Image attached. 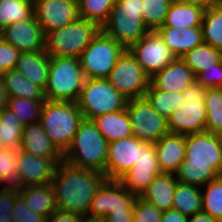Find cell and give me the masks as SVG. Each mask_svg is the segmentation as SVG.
Masks as SVG:
<instances>
[{
  "label": "cell",
  "instance_id": "obj_20",
  "mask_svg": "<svg viewBox=\"0 0 222 222\" xmlns=\"http://www.w3.org/2000/svg\"><path fill=\"white\" fill-rule=\"evenodd\" d=\"M195 81L196 75L181 58H177L150 78V84L155 89L180 93Z\"/></svg>",
  "mask_w": 222,
  "mask_h": 222
},
{
  "label": "cell",
  "instance_id": "obj_42",
  "mask_svg": "<svg viewBox=\"0 0 222 222\" xmlns=\"http://www.w3.org/2000/svg\"><path fill=\"white\" fill-rule=\"evenodd\" d=\"M162 211L153 204L137 197L134 203L133 222H161Z\"/></svg>",
  "mask_w": 222,
  "mask_h": 222
},
{
  "label": "cell",
  "instance_id": "obj_32",
  "mask_svg": "<svg viewBox=\"0 0 222 222\" xmlns=\"http://www.w3.org/2000/svg\"><path fill=\"white\" fill-rule=\"evenodd\" d=\"M23 127L9 108L0 110V148H19Z\"/></svg>",
  "mask_w": 222,
  "mask_h": 222
},
{
  "label": "cell",
  "instance_id": "obj_31",
  "mask_svg": "<svg viewBox=\"0 0 222 222\" xmlns=\"http://www.w3.org/2000/svg\"><path fill=\"white\" fill-rule=\"evenodd\" d=\"M181 59L197 75L200 71L219 63L222 60V50L203 42L184 54Z\"/></svg>",
  "mask_w": 222,
  "mask_h": 222
},
{
  "label": "cell",
  "instance_id": "obj_49",
  "mask_svg": "<svg viewBox=\"0 0 222 222\" xmlns=\"http://www.w3.org/2000/svg\"><path fill=\"white\" fill-rule=\"evenodd\" d=\"M188 217L174 209L162 212L161 222H187Z\"/></svg>",
  "mask_w": 222,
  "mask_h": 222
},
{
  "label": "cell",
  "instance_id": "obj_19",
  "mask_svg": "<svg viewBox=\"0 0 222 222\" xmlns=\"http://www.w3.org/2000/svg\"><path fill=\"white\" fill-rule=\"evenodd\" d=\"M63 158H41L19 149L18 174L20 188L43 185L53 180L57 165Z\"/></svg>",
  "mask_w": 222,
  "mask_h": 222
},
{
  "label": "cell",
  "instance_id": "obj_38",
  "mask_svg": "<svg viewBox=\"0 0 222 222\" xmlns=\"http://www.w3.org/2000/svg\"><path fill=\"white\" fill-rule=\"evenodd\" d=\"M202 211L222 222V180L218 177L201 187Z\"/></svg>",
  "mask_w": 222,
  "mask_h": 222
},
{
  "label": "cell",
  "instance_id": "obj_15",
  "mask_svg": "<svg viewBox=\"0 0 222 222\" xmlns=\"http://www.w3.org/2000/svg\"><path fill=\"white\" fill-rule=\"evenodd\" d=\"M34 17L44 34L79 18L78 0H33Z\"/></svg>",
  "mask_w": 222,
  "mask_h": 222
},
{
  "label": "cell",
  "instance_id": "obj_35",
  "mask_svg": "<svg viewBox=\"0 0 222 222\" xmlns=\"http://www.w3.org/2000/svg\"><path fill=\"white\" fill-rule=\"evenodd\" d=\"M204 105L206 109L205 131L222 133V88H207Z\"/></svg>",
  "mask_w": 222,
  "mask_h": 222
},
{
  "label": "cell",
  "instance_id": "obj_28",
  "mask_svg": "<svg viewBox=\"0 0 222 222\" xmlns=\"http://www.w3.org/2000/svg\"><path fill=\"white\" fill-rule=\"evenodd\" d=\"M18 192L30 210L47 218L57 210L55 191L51 182L43 185L19 188Z\"/></svg>",
  "mask_w": 222,
  "mask_h": 222
},
{
  "label": "cell",
  "instance_id": "obj_39",
  "mask_svg": "<svg viewBox=\"0 0 222 222\" xmlns=\"http://www.w3.org/2000/svg\"><path fill=\"white\" fill-rule=\"evenodd\" d=\"M45 100H28L11 97L7 108L25 125L40 121V115Z\"/></svg>",
  "mask_w": 222,
  "mask_h": 222
},
{
  "label": "cell",
  "instance_id": "obj_45",
  "mask_svg": "<svg viewBox=\"0 0 222 222\" xmlns=\"http://www.w3.org/2000/svg\"><path fill=\"white\" fill-rule=\"evenodd\" d=\"M18 194L16 188L0 189V222H12V210Z\"/></svg>",
  "mask_w": 222,
  "mask_h": 222
},
{
  "label": "cell",
  "instance_id": "obj_55",
  "mask_svg": "<svg viewBox=\"0 0 222 222\" xmlns=\"http://www.w3.org/2000/svg\"><path fill=\"white\" fill-rule=\"evenodd\" d=\"M217 6L222 7V0H217Z\"/></svg>",
  "mask_w": 222,
  "mask_h": 222
},
{
  "label": "cell",
  "instance_id": "obj_26",
  "mask_svg": "<svg viewBox=\"0 0 222 222\" xmlns=\"http://www.w3.org/2000/svg\"><path fill=\"white\" fill-rule=\"evenodd\" d=\"M93 121L108 142L133 136L126 108L95 117Z\"/></svg>",
  "mask_w": 222,
  "mask_h": 222
},
{
  "label": "cell",
  "instance_id": "obj_25",
  "mask_svg": "<svg viewBox=\"0 0 222 222\" xmlns=\"http://www.w3.org/2000/svg\"><path fill=\"white\" fill-rule=\"evenodd\" d=\"M177 182L174 173H161L154 178L141 198L153 204L162 212L170 210L173 206V196Z\"/></svg>",
  "mask_w": 222,
  "mask_h": 222
},
{
  "label": "cell",
  "instance_id": "obj_50",
  "mask_svg": "<svg viewBox=\"0 0 222 222\" xmlns=\"http://www.w3.org/2000/svg\"><path fill=\"white\" fill-rule=\"evenodd\" d=\"M202 7L204 10L217 6V0H176Z\"/></svg>",
  "mask_w": 222,
  "mask_h": 222
},
{
  "label": "cell",
  "instance_id": "obj_47",
  "mask_svg": "<svg viewBox=\"0 0 222 222\" xmlns=\"http://www.w3.org/2000/svg\"><path fill=\"white\" fill-rule=\"evenodd\" d=\"M47 222H82V215L57 209L48 217Z\"/></svg>",
  "mask_w": 222,
  "mask_h": 222
},
{
  "label": "cell",
  "instance_id": "obj_43",
  "mask_svg": "<svg viewBox=\"0 0 222 222\" xmlns=\"http://www.w3.org/2000/svg\"><path fill=\"white\" fill-rule=\"evenodd\" d=\"M48 218L33 210H30L23 197L18 194L12 210L13 222H47Z\"/></svg>",
  "mask_w": 222,
  "mask_h": 222
},
{
  "label": "cell",
  "instance_id": "obj_11",
  "mask_svg": "<svg viewBox=\"0 0 222 222\" xmlns=\"http://www.w3.org/2000/svg\"><path fill=\"white\" fill-rule=\"evenodd\" d=\"M125 108L133 136L140 141L155 144L170 132L167 118L159 115L145 97L128 99Z\"/></svg>",
  "mask_w": 222,
  "mask_h": 222
},
{
  "label": "cell",
  "instance_id": "obj_51",
  "mask_svg": "<svg viewBox=\"0 0 222 222\" xmlns=\"http://www.w3.org/2000/svg\"><path fill=\"white\" fill-rule=\"evenodd\" d=\"M187 222H218V221L212 218L208 213L201 211L191 217H188Z\"/></svg>",
  "mask_w": 222,
  "mask_h": 222
},
{
  "label": "cell",
  "instance_id": "obj_6",
  "mask_svg": "<svg viewBox=\"0 0 222 222\" xmlns=\"http://www.w3.org/2000/svg\"><path fill=\"white\" fill-rule=\"evenodd\" d=\"M84 80L79 58L50 57L45 99L76 103Z\"/></svg>",
  "mask_w": 222,
  "mask_h": 222
},
{
  "label": "cell",
  "instance_id": "obj_4",
  "mask_svg": "<svg viewBox=\"0 0 222 222\" xmlns=\"http://www.w3.org/2000/svg\"><path fill=\"white\" fill-rule=\"evenodd\" d=\"M83 118L75 102L45 100L39 122L52 143L64 154Z\"/></svg>",
  "mask_w": 222,
  "mask_h": 222
},
{
  "label": "cell",
  "instance_id": "obj_44",
  "mask_svg": "<svg viewBox=\"0 0 222 222\" xmlns=\"http://www.w3.org/2000/svg\"><path fill=\"white\" fill-rule=\"evenodd\" d=\"M196 81L206 88H222V60L200 71L196 75Z\"/></svg>",
  "mask_w": 222,
  "mask_h": 222
},
{
  "label": "cell",
  "instance_id": "obj_8",
  "mask_svg": "<svg viewBox=\"0 0 222 222\" xmlns=\"http://www.w3.org/2000/svg\"><path fill=\"white\" fill-rule=\"evenodd\" d=\"M127 49L101 30L79 57L85 79H107Z\"/></svg>",
  "mask_w": 222,
  "mask_h": 222
},
{
  "label": "cell",
  "instance_id": "obj_10",
  "mask_svg": "<svg viewBox=\"0 0 222 222\" xmlns=\"http://www.w3.org/2000/svg\"><path fill=\"white\" fill-rule=\"evenodd\" d=\"M206 90V87L195 81L182 92L185 103L167 118L171 133L186 136L205 132L206 109L204 97Z\"/></svg>",
  "mask_w": 222,
  "mask_h": 222
},
{
  "label": "cell",
  "instance_id": "obj_18",
  "mask_svg": "<svg viewBox=\"0 0 222 222\" xmlns=\"http://www.w3.org/2000/svg\"><path fill=\"white\" fill-rule=\"evenodd\" d=\"M0 38L20 52L45 51V34L34 16L2 28Z\"/></svg>",
  "mask_w": 222,
  "mask_h": 222
},
{
  "label": "cell",
  "instance_id": "obj_40",
  "mask_svg": "<svg viewBox=\"0 0 222 222\" xmlns=\"http://www.w3.org/2000/svg\"><path fill=\"white\" fill-rule=\"evenodd\" d=\"M115 2L116 0H78L79 17L94 22L101 28Z\"/></svg>",
  "mask_w": 222,
  "mask_h": 222
},
{
  "label": "cell",
  "instance_id": "obj_46",
  "mask_svg": "<svg viewBox=\"0 0 222 222\" xmlns=\"http://www.w3.org/2000/svg\"><path fill=\"white\" fill-rule=\"evenodd\" d=\"M20 51L0 38V66L6 71L15 69Z\"/></svg>",
  "mask_w": 222,
  "mask_h": 222
},
{
  "label": "cell",
  "instance_id": "obj_12",
  "mask_svg": "<svg viewBox=\"0 0 222 222\" xmlns=\"http://www.w3.org/2000/svg\"><path fill=\"white\" fill-rule=\"evenodd\" d=\"M107 79L127 99L144 97L150 86V77L128 50L118 59Z\"/></svg>",
  "mask_w": 222,
  "mask_h": 222
},
{
  "label": "cell",
  "instance_id": "obj_53",
  "mask_svg": "<svg viewBox=\"0 0 222 222\" xmlns=\"http://www.w3.org/2000/svg\"><path fill=\"white\" fill-rule=\"evenodd\" d=\"M82 222H106L105 218L85 215L82 216Z\"/></svg>",
  "mask_w": 222,
  "mask_h": 222
},
{
  "label": "cell",
  "instance_id": "obj_21",
  "mask_svg": "<svg viewBox=\"0 0 222 222\" xmlns=\"http://www.w3.org/2000/svg\"><path fill=\"white\" fill-rule=\"evenodd\" d=\"M162 173H176L185 158V135L168 132L154 144Z\"/></svg>",
  "mask_w": 222,
  "mask_h": 222
},
{
  "label": "cell",
  "instance_id": "obj_54",
  "mask_svg": "<svg viewBox=\"0 0 222 222\" xmlns=\"http://www.w3.org/2000/svg\"><path fill=\"white\" fill-rule=\"evenodd\" d=\"M6 73V70L0 66V79H2V76Z\"/></svg>",
  "mask_w": 222,
  "mask_h": 222
},
{
  "label": "cell",
  "instance_id": "obj_7",
  "mask_svg": "<svg viewBox=\"0 0 222 222\" xmlns=\"http://www.w3.org/2000/svg\"><path fill=\"white\" fill-rule=\"evenodd\" d=\"M101 28L83 18L45 34V52L50 57L79 58Z\"/></svg>",
  "mask_w": 222,
  "mask_h": 222
},
{
  "label": "cell",
  "instance_id": "obj_13",
  "mask_svg": "<svg viewBox=\"0 0 222 222\" xmlns=\"http://www.w3.org/2000/svg\"><path fill=\"white\" fill-rule=\"evenodd\" d=\"M127 50L150 78L177 59L157 31H149Z\"/></svg>",
  "mask_w": 222,
  "mask_h": 222
},
{
  "label": "cell",
  "instance_id": "obj_23",
  "mask_svg": "<svg viewBox=\"0 0 222 222\" xmlns=\"http://www.w3.org/2000/svg\"><path fill=\"white\" fill-rule=\"evenodd\" d=\"M50 56L45 51L21 52L15 70L43 91L47 84Z\"/></svg>",
  "mask_w": 222,
  "mask_h": 222
},
{
  "label": "cell",
  "instance_id": "obj_34",
  "mask_svg": "<svg viewBox=\"0 0 222 222\" xmlns=\"http://www.w3.org/2000/svg\"><path fill=\"white\" fill-rule=\"evenodd\" d=\"M33 16V0L0 1V30L12 23L29 20Z\"/></svg>",
  "mask_w": 222,
  "mask_h": 222
},
{
  "label": "cell",
  "instance_id": "obj_24",
  "mask_svg": "<svg viewBox=\"0 0 222 222\" xmlns=\"http://www.w3.org/2000/svg\"><path fill=\"white\" fill-rule=\"evenodd\" d=\"M156 31L177 58H181L188 51L203 43L201 28L160 27Z\"/></svg>",
  "mask_w": 222,
  "mask_h": 222
},
{
  "label": "cell",
  "instance_id": "obj_16",
  "mask_svg": "<svg viewBox=\"0 0 222 222\" xmlns=\"http://www.w3.org/2000/svg\"><path fill=\"white\" fill-rule=\"evenodd\" d=\"M161 173L154 144L141 141L138 161L119 181L132 194L141 197L154 178Z\"/></svg>",
  "mask_w": 222,
  "mask_h": 222
},
{
  "label": "cell",
  "instance_id": "obj_33",
  "mask_svg": "<svg viewBox=\"0 0 222 222\" xmlns=\"http://www.w3.org/2000/svg\"><path fill=\"white\" fill-rule=\"evenodd\" d=\"M144 97L159 114L168 118L175 110L179 109L184 102L180 92H167L155 89L151 84Z\"/></svg>",
  "mask_w": 222,
  "mask_h": 222
},
{
  "label": "cell",
  "instance_id": "obj_22",
  "mask_svg": "<svg viewBox=\"0 0 222 222\" xmlns=\"http://www.w3.org/2000/svg\"><path fill=\"white\" fill-rule=\"evenodd\" d=\"M19 149L36 157L63 158V154L46 135L40 122L23 127Z\"/></svg>",
  "mask_w": 222,
  "mask_h": 222
},
{
  "label": "cell",
  "instance_id": "obj_27",
  "mask_svg": "<svg viewBox=\"0 0 222 222\" xmlns=\"http://www.w3.org/2000/svg\"><path fill=\"white\" fill-rule=\"evenodd\" d=\"M203 13L200 6L172 0L162 27L201 28Z\"/></svg>",
  "mask_w": 222,
  "mask_h": 222
},
{
  "label": "cell",
  "instance_id": "obj_14",
  "mask_svg": "<svg viewBox=\"0 0 222 222\" xmlns=\"http://www.w3.org/2000/svg\"><path fill=\"white\" fill-rule=\"evenodd\" d=\"M136 198L119 180L105 179L94 194L87 215L105 218L113 211H134Z\"/></svg>",
  "mask_w": 222,
  "mask_h": 222
},
{
  "label": "cell",
  "instance_id": "obj_56",
  "mask_svg": "<svg viewBox=\"0 0 222 222\" xmlns=\"http://www.w3.org/2000/svg\"><path fill=\"white\" fill-rule=\"evenodd\" d=\"M219 177H220V178H221V180H222V170H221V173H220Z\"/></svg>",
  "mask_w": 222,
  "mask_h": 222
},
{
  "label": "cell",
  "instance_id": "obj_5",
  "mask_svg": "<svg viewBox=\"0 0 222 222\" xmlns=\"http://www.w3.org/2000/svg\"><path fill=\"white\" fill-rule=\"evenodd\" d=\"M142 12L143 0H116L101 31L128 49L149 32Z\"/></svg>",
  "mask_w": 222,
  "mask_h": 222
},
{
  "label": "cell",
  "instance_id": "obj_36",
  "mask_svg": "<svg viewBox=\"0 0 222 222\" xmlns=\"http://www.w3.org/2000/svg\"><path fill=\"white\" fill-rule=\"evenodd\" d=\"M201 29L203 42L222 50V7L204 10Z\"/></svg>",
  "mask_w": 222,
  "mask_h": 222
},
{
  "label": "cell",
  "instance_id": "obj_52",
  "mask_svg": "<svg viewBox=\"0 0 222 222\" xmlns=\"http://www.w3.org/2000/svg\"><path fill=\"white\" fill-rule=\"evenodd\" d=\"M9 100V93L6 90L2 79H0V110L8 106Z\"/></svg>",
  "mask_w": 222,
  "mask_h": 222
},
{
  "label": "cell",
  "instance_id": "obj_1",
  "mask_svg": "<svg viewBox=\"0 0 222 222\" xmlns=\"http://www.w3.org/2000/svg\"><path fill=\"white\" fill-rule=\"evenodd\" d=\"M185 158L175 173L178 182L203 187L222 170V142L218 134L201 132L185 136Z\"/></svg>",
  "mask_w": 222,
  "mask_h": 222
},
{
  "label": "cell",
  "instance_id": "obj_9",
  "mask_svg": "<svg viewBox=\"0 0 222 222\" xmlns=\"http://www.w3.org/2000/svg\"><path fill=\"white\" fill-rule=\"evenodd\" d=\"M127 98L119 93L108 79H85L77 105L86 119L119 111L126 107Z\"/></svg>",
  "mask_w": 222,
  "mask_h": 222
},
{
  "label": "cell",
  "instance_id": "obj_48",
  "mask_svg": "<svg viewBox=\"0 0 222 222\" xmlns=\"http://www.w3.org/2000/svg\"><path fill=\"white\" fill-rule=\"evenodd\" d=\"M134 211L111 212L105 217L106 222H133Z\"/></svg>",
  "mask_w": 222,
  "mask_h": 222
},
{
  "label": "cell",
  "instance_id": "obj_2",
  "mask_svg": "<svg viewBox=\"0 0 222 222\" xmlns=\"http://www.w3.org/2000/svg\"><path fill=\"white\" fill-rule=\"evenodd\" d=\"M105 179V175L99 171L60 162L51 181L57 209L87 215L90 202Z\"/></svg>",
  "mask_w": 222,
  "mask_h": 222
},
{
  "label": "cell",
  "instance_id": "obj_3",
  "mask_svg": "<svg viewBox=\"0 0 222 222\" xmlns=\"http://www.w3.org/2000/svg\"><path fill=\"white\" fill-rule=\"evenodd\" d=\"M109 142L93 119L83 118L63 161L76 168L92 169L105 175Z\"/></svg>",
  "mask_w": 222,
  "mask_h": 222
},
{
  "label": "cell",
  "instance_id": "obj_41",
  "mask_svg": "<svg viewBox=\"0 0 222 222\" xmlns=\"http://www.w3.org/2000/svg\"><path fill=\"white\" fill-rule=\"evenodd\" d=\"M172 0H143V21L149 31H156L164 25Z\"/></svg>",
  "mask_w": 222,
  "mask_h": 222
},
{
  "label": "cell",
  "instance_id": "obj_29",
  "mask_svg": "<svg viewBox=\"0 0 222 222\" xmlns=\"http://www.w3.org/2000/svg\"><path fill=\"white\" fill-rule=\"evenodd\" d=\"M172 209L191 217L202 211L201 187L177 182Z\"/></svg>",
  "mask_w": 222,
  "mask_h": 222
},
{
  "label": "cell",
  "instance_id": "obj_30",
  "mask_svg": "<svg viewBox=\"0 0 222 222\" xmlns=\"http://www.w3.org/2000/svg\"><path fill=\"white\" fill-rule=\"evenodd\" d=\"M2 81L10 98L16 97L28 100H46L44 91L15 69L6 71L2 76Z\"/></svg>",
  "mask_w": 222,
  "mask_h": 222
},
{
  "label": "cell",
  "instance_id": "obj_17",
  "mask_svg": "<svg viewBox=\"0 0 222 222\" xmlns=\"http://www.w3.org/2000/svg\"><path fill=\"white\" fill-rule=\"evenodd\" d=\"M140 151L141 141L134 136L109 142L105 178L119 180L138 161Z\"/></svg>",
  "mask_w": 222,
  "mask_h": 222
},
{
  "label": "cell",
  "instance_id": "obj_37",
  "mask_svg": "<svg viewBox=\"0 0 222 222\" xmlns=\"http://www.w3.org/2000/svg\"><path fill=\"white\" fill-rule=\"evenodd\" d=\"M18 156L19 148H0V185L3 188H20Z\"/></svg>",
  "mask_w": 222,
  "mask_h": 222
}]
</instances>
